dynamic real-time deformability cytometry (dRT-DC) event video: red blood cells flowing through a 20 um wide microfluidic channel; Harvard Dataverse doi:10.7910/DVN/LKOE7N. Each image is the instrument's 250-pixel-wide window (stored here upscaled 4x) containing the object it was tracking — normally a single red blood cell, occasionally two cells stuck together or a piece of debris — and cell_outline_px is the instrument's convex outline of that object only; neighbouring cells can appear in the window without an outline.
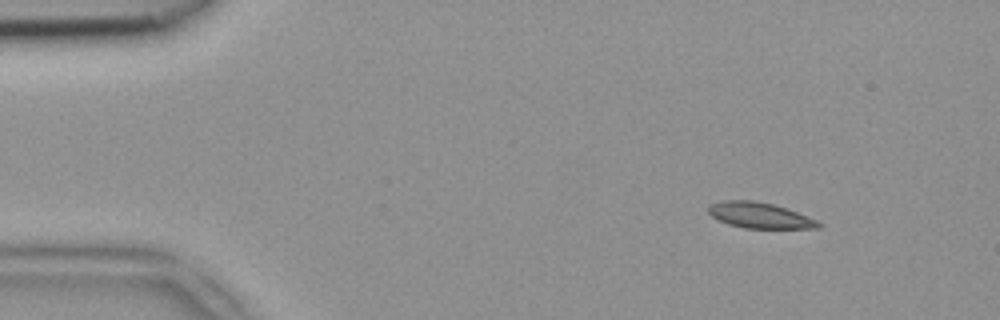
{"species": "common noctule bat (a hibernating species)", "species_latin": "Nyctalus noctula", "temperature_condition": "room temperature", "stored_images_in_passage": 45, "camera_frame_rate_fps": 3000, "um_per_image_px": 0.085, "animal": {"sex": "female", "body_mass_g": 18.4}, "frame": {"image": 1, "passage_image": 2, "time_ms": 0.333, "image_size_px": [1000, 320], "cell_outline_px": [[824, 224], [820, 228], [744, 228], [728, 224], [712, 216], [708, 212], [708, 204], [720, 200], [752, 200], [772, 204], [796, 212], [816, 220]], "centroid_in_image_um": [64.54, 18.3], "position_along_channel_um": 20.5, "area_um2": 16.42}}
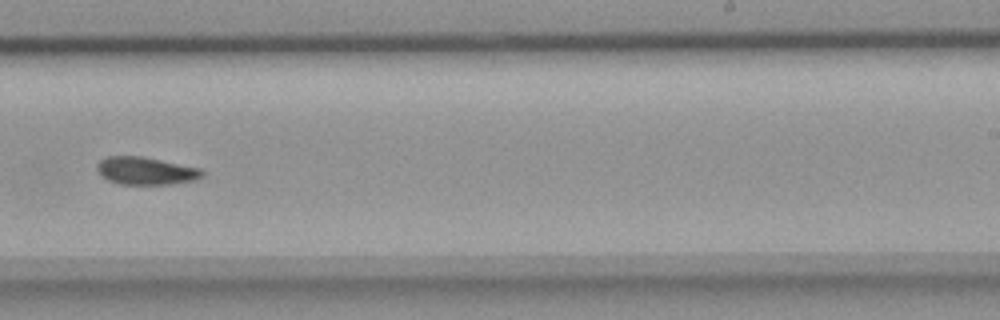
{"frame": {"image": 2, "passage_image": 27, "time_ms": 8.667, "image_size_px": [1000, 320], "cell_outline_px": [[204, 176], [196, 180], [172, 184], [120, 184], [108, 180], [100, 176], [96, 168], [96, 164], [104, 156], [144, 156], [200, 168], [204, 172]], "centroid_in_image_um": [12.38, 14.51], "position_along_channel_um": 276.6, "area_um2": 17.22}}
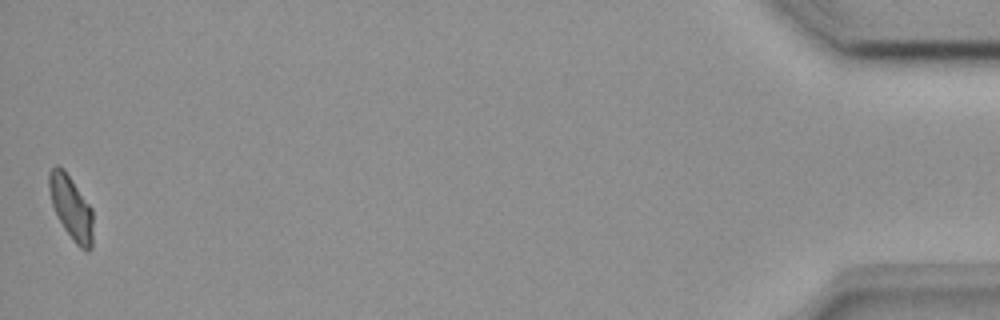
{"frame": {"image": 3, "passage_image": 45, "time_ms": 14.667, "image_size_px": [1000, 320], "cell_outline_px": [[92, 248], [88, 252], [84, 252], [76, 244], [64, 228], [52, 204], [48, 188], [48, 172], [56, 164], [64, 168], [92, 208]], "centroid_in_image_um": [6.04, 17.63], "position_along_channel_um": 429.2, "area_um2": 16.36}}